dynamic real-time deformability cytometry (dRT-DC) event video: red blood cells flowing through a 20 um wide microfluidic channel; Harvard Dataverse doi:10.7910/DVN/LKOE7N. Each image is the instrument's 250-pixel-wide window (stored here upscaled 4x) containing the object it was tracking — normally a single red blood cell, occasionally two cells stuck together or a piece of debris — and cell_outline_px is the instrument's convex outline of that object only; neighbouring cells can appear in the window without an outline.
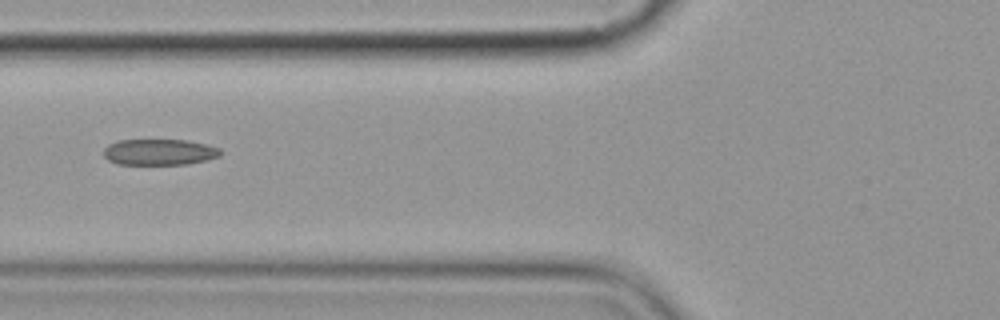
{"species": "common noctule bat (a hibernating species)", "species_latin": "Nyctalus noctula", "temperature_condition": "cold", "stored_images_in_passage": 4, "camera_frame_rate_fps": 3000, "um_per_image_px": 0.085, "animal": {"sex": "female", "body_mass_g": 19.9}, "frame": {"image": 1, "passage_image": 2, "time_ms": 1.0, "image_size_px": [1000, 320], "cell_outline_px": [[220, 156], [204, 160], [184, 164], [116, 164], [108, 160], [104, 156], [104, 148], [108, 144], [116, 140], [188, 140], [208, 144], [220, 148]], "centroid_in_image_um": [13.52, 12.91], "position_along_channel_um": 112.3, "area_um2": 17.74}}
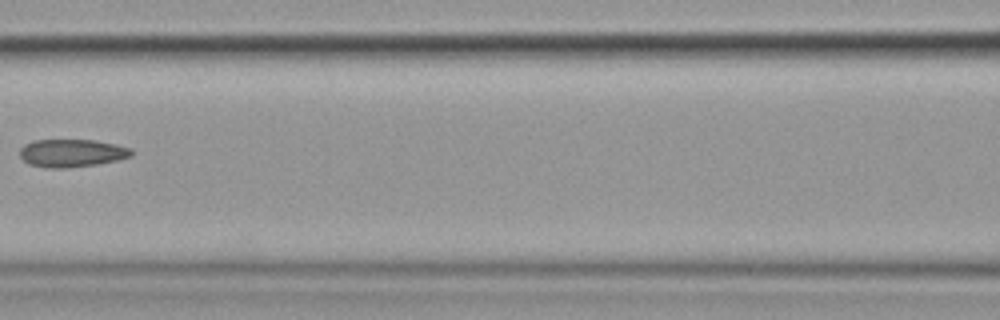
{"frame": {"image": 2, "passage_image": 3, "time_ms": 2.333, "image_size_px": [1000, 320], "cell_outline_px": [[132, 156], [116, 160], [96, 164], [64, 168], [48, 168], [28, 164], [20, 156], [20, 148], [24, 144], [32, 140], [96, 140], [116, 144], [132, 148]], "centroid_in_image_um": [6.09, 13.0], "position_along_channel_um": 160.5, "area_um2": 18.15}}
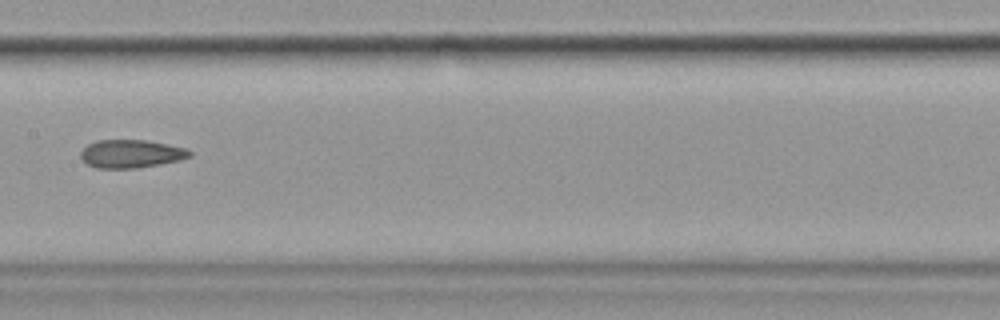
{"frame": {"image": 3, "passage_image": 4, "time_ms": 3.333, "image_size_px": [1000, 320], "cell_outline_px": [[192, 156], [180, 160], [160, 164], [136, 168], [96, 168], [80, 160], [80, 152], [88, 144], [96, 140], [148, 140], [188, 148], [192, 152]], "centroid_in_image_um": [11.15, 13.07], "position_along_channel_um": 196.2, "area_um2": 18.09}}